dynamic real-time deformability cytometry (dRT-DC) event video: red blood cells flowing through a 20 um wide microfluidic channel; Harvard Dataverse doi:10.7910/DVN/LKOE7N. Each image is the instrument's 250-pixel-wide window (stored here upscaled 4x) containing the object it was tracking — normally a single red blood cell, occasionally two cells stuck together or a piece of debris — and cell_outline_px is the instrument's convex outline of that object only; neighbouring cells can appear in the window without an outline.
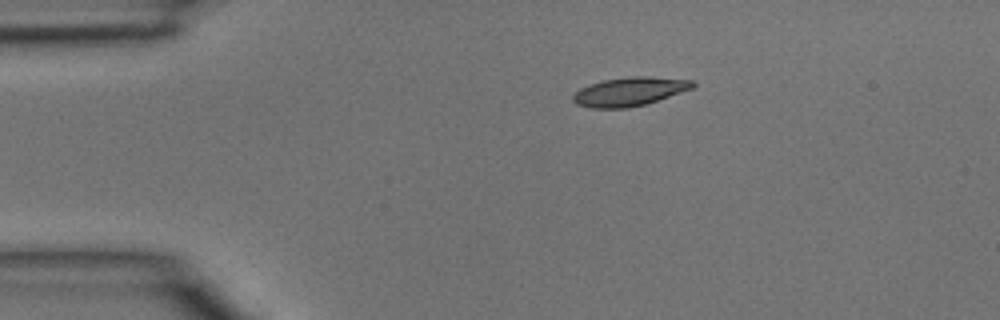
{"species": "common noctule bat (a hibernating species)", "species_latin": "Nyctalus noctula", "temperature_condition": "room temperature", "stored_images_in_passage": 2, "camera_frame_rate_fps": 3000, "um_per_image_px": 0.085, "animal": {"sex": "male", "body_mass_g": 15.6}, "frame": {"image": 1, "passage_image": 1, "time_ms": 0.0, "image_size_px": [1000, 320], "cell_outline_px": [[696, 84], [692, 88], [644, 104], [628, 108], [588, 108], [576, 104], [572, 100], [572, 96], [580, 88], [588, 84], [604, 80], [628, 76], [648, 76], [692, 80]], "centroid_in_image_um": [53.45, 7.78], "position_along_channel_um": 31.6, "area_um2": 19.94}}